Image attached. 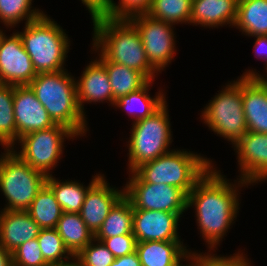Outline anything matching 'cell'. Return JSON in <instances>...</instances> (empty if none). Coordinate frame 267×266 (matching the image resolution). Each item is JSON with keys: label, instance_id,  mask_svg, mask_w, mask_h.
Here are the masks:
<instances>
[{"label": "cell", "instance_id": "cell-1", "mask_svg": "<svg viewBox=\"0 0 267 266\" xmlns=\"http://www.w3.org/2000/svg\"><path fill=\"white\" fill-rule=\"evenodd\" d=\"M215 165L210 167L187 195V210L194 208L197 229L209 251L218 250L217 247L225 240L226 233L239 215L240 191L243 187L251 186L239 178L233 180V183Z\"/></svg>", "mask_w": 267, "mask_h": 266}, {"label": "cell", "instance_id": "cell-2", "mask_svg": "<svg viewBox=\"0 0 267 266\" xmlns=\"http://www.w3.org/2000/svg\"><path fill=\"white\" fill-rule=\"evenodd\" d=\"M93 24L91 52L100 61H111L141 72L148 80L160 73L149 63L140 33L129 20L90 15Z\"/></svg>", "mask_w": 267, "mask_h": 266}, {"label": "cell", "instance_id": "cell-3", "mask_svg": "<svg viewBox=\"0 0 267 266\" xmlns=\"http://www.w3.org/2000/svg\"><path fill=\"white\" fill-rule=\"evenodd\" d=\"M28 86L55 124L69 128L78 137H86L90 131L88 118L78 105L76 78L71 72L65 69L39 73Z\"/></svg>", "mask_w": 267, "mask_h": 266}, {"label": "cell", "instance_id": "cell-4", "mask_svg": "<svg viewBox=\"0 0 267 266\" xmlns=\"http://www.w3.org/2000/svg\"><path fill=\"white\" fill-rule=\"evenodd\" d=\"M46 13L16 30L37 74L65 70L71 49L65 30Z\"/></svg>", "mask_w": 267, "mask_h": 266}, {"label": "cell", "instance_id": "cell-5", "mask_svg": "<svg viewBox=\"0 0 267 266\" xmlns=\"http://www.w3.org/2000/svg\"><path fill=\"white\" fill-rule=\"evenodd\" d=\"M213 164L200 153L177 148L142 164L135 172L147 183L172 185L188 195Z\"/></svg>", "mask_w": 267, "mask_h": 266}, {"label": "cell", "instance_id": "cell-6", "mask_svg": "<svg viewBox=\"0 0 267 266\" xmlns=\"http://www.w3.org/2000/svg\"><path fill=\"white\" fill-rule=\"evenodd\" d=\"M167 101L145 119L132 123L127 138V173L134 172L142 164L168 153L172 149L173 132Z\"/></svg>", "mask_w": 267, "mask_h": 266}, {"label": "cell", "instance_id": "cell-7", "mask_svg": "<svg viewBox=\"0 0 267 266\" xmlns=\"http://www.w3.org/2000/svg\"><path fill=\"white\" fill-rule=\"evenodd\" d=\"M200 111V120L233 146L247 131L242 101V78L229 81Z\"/></svg>", "mask_w": 267, "mask_h": 266}, {"label": "cell", "instance_id": "cell-8", "mask_svg": "<svg viewBox=\"0 0 267 266\" xmlns=\"http://www.w3.org/2000/svg\"><path fill=\"white\" fill-rule=\"evenodd\" d=\"M3 152L0 154V192L7 204L2 210L27 211L48 176L31 168L12 149Z\"/></svg>", "mask_w": 267, "mask_h": 266}, {"label": "cell", "instance_id": "cell-9", "mask_svg": "<svg viewBox=\"0 0 267 266\" xmlns=\"http://www.w3.org/2000/svg\"><path fill=\"white\" fill-rule=\"evenodd\" d=\"M75 138L77 140L78 136L72 130L56 124L53 127L23 135L19 138L18 144L11 149L31 168L49 176L54 173L53 169L63 158L66 139L73 141Z\"/></svg>", "mask_w": 267, "mask_h": 266}, {"label": "cell", "instance_id": "cell-10", "mask_svg": "<svg viewBox=\"0 0 267 266\" xmlns=\"http://www.w3.org/2000/svg\"><path fill=\"white\" fill-rule=\"evenodd\" d=\"M124 196L133 210H154L171 213L187 211V195L178 187L145 182L135 171L128 173Z\"/></svg>", "mask_w": 267, "mask_h": 266}, {"label": "cell", "instance_id": "cell-11", "mask_svg": "<svg viewBox=\"0 0 267 266\" xmlns=\"http://www.w3.org/2000/svg\"><path fill=\"white\" fill-rule=\"evenodd\" d=\"M129 21L140 33L149 63L159 72L166 70L177 52L175 25L139 14Z\"/></svg>", "mask_w": 267, "mask_h": 266}, {"label": "cell", "instance_id": "cell-12", "mask_svg": "<svg viewBox=\"0 0 267 266\" xmlns=\"http://www.w3.org/2000/svg\"><path fill=\"white\" fill-rule=\"evenodd\" d=\"M14 30L10 35L5 30L0 34V83L29 85L37 73L25 51L21 36Z\"/></svg>", "mask_w": 267, "mask_h": 266}, {"label": "cell", "instance_id": "cell-13", "mask_svg": "<svg viewBox=\"0 0 267 266\" xmlns=\"http://www.w3.org/2000/svg\"><path fill=\"white\" fill-rule=\"evenodd\" d=\"M232 147L238 159V178L252 186L266 182L267 134L247 131Z\"/></svg>", "mask_w": 267, "mask_h": 266}, {"label": "cell", "instance_id": "cell-14", "mask_svg": "<svg viewBox=\"0 0 267 266\" xmlns=\"http://www.w3.org/2000/svg\"><path fill=\"white\" fill-rule=\"evenodd\" d=\"M183 213L133 210V235L137 242L184 241L179 235Z\"/></svg>", "mask_w": 267, "mask_h": 266}, {"label": "cell", "instance_id": "cell-15", "mask_svg": "<svg viewBox=\"0 0 267 266\" xmlns=\"http://www.w3.org/2000/svg\"><path fill=\"white\" fill-rule=\"evenodd\" d=\"M13 109L17 142L23 135L56 125L28 85L14 86Z\"/></svg>", "mask_w": 267, "mask_h": 266}, {"label": "cell", "instance_id": "cell-16", "mask_svg": "<svg viewBox=\"0 0 267 266\" xmlns=\"http://www.w3.org/2000/svg\"><path fill=\"white\" fill-rule=\"evenodd\" d=\"M110 186L103 175L87 192L80 216L86 226L95 234L109 215L113 206L124 196V186Z\"/></svg>", "mask_w": 267, "mask_h": 266}, {"label": "cell", "instance_id": "cell-17", "mask_svg": "<svg viewBox=\"0 0 267 266\" xmlns=\"http://www.w3.org/2000/svg\"><path fill=\"white\" fill-rule=\"evenodd\" d=\"M95 58L89 61L80 77L76 79L78 105L85 115L84 106L87 103L107 102L112 107L115 103L105 65L97 57Z\"/></svg>", "mask_w": 267, "mask_h": 266}, {"label": "cell", "instance_id": "cell-18", "mask_svg": "<svg viewBox=\"0 0 267 266\" xmlns=\"http://www.w3.org/2000/svg\"><path fill=\"white\" fill-rule=\"evenodd\" d=\"M41 227L27 211L1 210L0 245L14 252L20 245L38 237Z\"/></svg>", "mask_w": 267, "mask_h": 266}, {"label": "cell", "instance_id": "cell-19", "mask_svg": "<svg viewBox=\"0 0 267 266\" xmlns=\"http://www.w3.org/2000/svg\"><path fill=\"white\" fill-rule=\"evenodd\" d=\"M243 111L247 129L267 134V85L261 78H242Z\"/></svg>", "mask_w": 267, "mask_h": 266}, {"label": "cell", "instance_id": "cell-20", "mask_svg": "<svg viewBox=\"0 0 267 266\" xmlns=\"http://www.w3.org/2000/svg\"><path fill=\"white\" fill-rule=\"evenodd\" d=\"M238 0H192L190 25L204 28L229 26L237 20Z\"/></svg>", "mask_w": 267, "mask_h": 266}, {"label": "cell", "instance_id": "cell-21", "mask_svg": "<svg viewBox=\"0 0 267 266\" xmlns=\"http://www.w3.org/2000/svg\"><path fill=\"white\" fill-rule=\"evenodd\" d=\"M155 80H149L142 88L122 96L115 101V109L124 110L131 117L132 123L149 117L155 112L167 99L166 92L163 89H157L155 96H150L152 84Z\"/></svg>", "mask_w": 267, "mask_h": 266}, {"label": "cell", "instance_id": "cell-22", "mask_svg": "<svg viewBox=\"0 0 267 266\" xmlns=\"http://www.w3.org/2000/svg\"><path fill=\"white\" fill-rule=\"evenodd\" d=\"M184 244L183 241L137 242L136 252L141 266H173L191 250Z\"/></svg>", "mask_w": 267, "mask_h": 266}, {"label": "cell", "instance_id": "cell-23", "mask_svg": "<svg viewBox=\"0 0 267 266\" xmlns=\"http://www.w3.org/2000/svg\"><path fill=\"white\" fill-rule=\"evenodd\" d=\"M104 175L100 172L94 174L88 186L80 183L79 180H60L54 175H49L46 184L52 189L56 200L63 212L80 213L88 190ZM84 184V185H83Z\"/></svg>", "mask_w": 267, "mask_h": 266}, {"label": "cell", "instance_id": "cell-24", "mask_svg": "<svg viewBox=\"0 0 267 266\" xmlns=\"http://www.w3.org/2000/svg\"><path fill=\"white\" fill-rule=\"evenodd\" d=\"M233 28L252 38L267 35V0H238Z\"/></svg>", "mask_w": 267, "mask_h": 266}, {"label": "cell", "instance_id": "cell-25", "mask_svg": "<svg viewBox=\"0 0 267 266\" xmlns=\"http://www.w3.org/2000/svg\"><path fill=\"white\" fill-rule=\"evenodd\" d=\"M55 229L74 257L94 239L79 213L63 212Z\"/></svg>", "mask_w": 267, "mask_h": 266}, {"label": "cell", "instance_id": "cell-26", "mask_svg": "<svg viewBox=\"0 0 267 266\" xmlns=\"http://www.w3.org/2000/svg\"><path fill=\"white\" fill-rule=\"evenodd\" d=\"M119 235H133V207L123 196L110 210L94 238H110Z\"/></svg>", "mask_w": 267, "mask_h": 266}, {"label": "cell", "instance_id": "cell-27", "mask_svg": "<svg viewBox=\"0 0 267 266\" xmlns=\"http://www.w3.org/2000/svg\"><path fill=\"white\" fill-rule=\"evenodd\" d=\"M109 76L114 100L142 88L149 80L137 70L111 61H101Z\"/></svg>", "mask_w": 267, "mask_h": 266}, {"label": "cell", "instance_id": "cell-28", "mask_svg": "<svg viewBox=\"0 0 267 266\" xmlns=\"http://www.w3.org/2000/svg\"><path fill=\"white\" fill-rule=\"evenodd\" d=\"M27 212L42 229L56 228L63 214L55 194L47 184L38 192Z\"/></svg>", "mask_w": 267, "mask_h": 266}, {"label": "cell", "instance_id": "cell-29", "mask_svg": "<svg viewBox=\"0 0 267 266\" xmlns=\"http://www.w3.org/2000/svg\"><path fill=\"white\" fill-rule=\"evenodd\" d=\"M14 85L0 83V146L11 149L17 143L13 109Z\"/></svg>", "mask_w": 267, "mask_h": 266}, {"label": "cell", "instance_id": "cell-30", "mask_svg": "<svg viewBox=\"0 0 267 266\" xmlns=\"http://www.w3.org/2000/svg\"><path fill=\"white\" fill-rule=\"evenodd\" d=\"M33 2V0H0V24L11 31L23 21L27 24L42 16L45 12L32 7Z\"/></svg>", "mask_w": 267, "mask_h": 266}, {"label": "cell", "instance_id": "cell-31", "mask_svg": "<svg viewBox=\"0 0 267 266\" xmlns=\"http://www.w3.org/2000/svg\"><path fill=\"white\" fill-rule=\"evenodd\" d=\"M192 0H152L147 14L173 25L190 24Z\"/></svg>", "mask_w": 267, "mask_h": 266}, {"label": "cell", "instance_id": "cell-32", "mask_svg": "<svg viewBox=\"0 0 267 266\" xmlns=\"http://www.w3.org/2000/svg\"><path fill=\"white\" fill-rule=\"evenodd\" d=\"M37 241L45 261L50 266L66 264L74 259L55 228L41 229Z\"/></svg>", "mask_w": 267, "mask_h": 266}, {"label": "cell", "instance_id": "cell-33", "mask_svg": "<svg viewBox=\"0 0 267 266\" xmlns=\"http://www.w3.org/2000/svg\"><path fill=\"white\" fill-rule=\"evenodd\" d=\"M152 4V0H107L104 8L100 12L109 19L129 20L139 14H147Z\"/></svg>", "mask_w": 267, "mask_h": 266}, {"label": "cell", "instance_id": "cell-34", "mask_svg": "<svg viewBox=\"0 0 267 266\" xmlns=\"http://www.w3.org/2000/svg\"><path fill=\"white\" fill-rule=\"evenodd\" d=\"M74 259L81 266H110L115 260V256L102 241L94 238Z\"/></svg>", "mask_w": 267, "mask_h": 266}, {"label": "cell", "instance_id": "cell-35", "mask_svg": "<svg viewBox=\"0 0 267 266\" xmlns=\"http://www.w3.org/2000/svg\"><path fill=\"white\" fill-rule=\"evenodd\" d=\"M199 252H196V266H254L248 255L241 249L229 256L217 255L213 253L216 251L209 250L205 253Z\"/></svg>", "mask_w": 267, "mask_h": 266}, {"label": "cell", "instance_id": "cell-36", "mask_svg": "<svg viewBox=\"0 0 267 266\" xmlns=\"http://www.w3.org/2000/svg\"><path fill=\"white\" fill-rule=\"evenodd\" d=\"M13 266H50L44 259L37 238L20 245L12 252Z\"/></svg>", "mask_w": 267, "mask_h": 266}, {"label": "cell", "instance_id": "cell-37", "mask_svg": "<svg viewBox=\"0 0 267 266\" xmlns=\"http://www.w3.org/2000/svg\"><path fill=\"white\" fill-rule=\"evenodd\" d=\"M102 241L108 250L119 258L136 251V238L134 235H119L110 238H95Z\"/></svg>", "mask_w": 267, "mask_h": 266}, {"label": "cell", "instance_id": "cell-38", "mask_svg": "<svg viewBox=\"0 0 267 266\" xmlns=\"http://www.w3.org/2000/svg\"><path fill=\"white\" fill-rule=\"evenodd\" d=\"M255 42H254V55L257 59H263L265 62L263 65L265 69H263L265 72L263 74L267 73V35L264 36H254Z\"/></svg>", "mask_w": 267, "mask_h": 266}, {"label": "cell", "instance_id": "cell-39", "mask_svg": "<svg viewBox=\"0 0 267 266\" xmlns=\"http://www.w3.org/2000/svg\"><path fill=\"white\" fill-rule=\"evenodd\" d=\"M110 266H141L137 252L115 258Z\"/></svg>", "mask_w": 267, "mask_h": 266}, {"label": "cell", "instance_id": "cell-40", "mask_svg": "<svg viewBox=\"0 0 267 266\" xmlns=\"http://www.w3.org/2000/svg\"><path fill=\"white\" fill-rule=\"evenodd\" d=\"M87 8L89 15L100 13L107 0H79Z\"/></svg>", "mask_w": 267, "mask_h": 266}, {"label": "cell", "instance_id": "cell-41", "mask_svg": "<svg viewBox=\"0 0 267 266\" xmlns=\"http://www.w3.org/2000/svg\"><path fill=\"white\" fill-rule=\"evenodd\" d=\"M186 261V265L183 264ZM188 262V263H187ZM173 266H196V251L189 250L176 264Z\"/></svg>", "mask_w": 267, "mask_h": 266}, {"label": "cell", "instance_id": "cell-42", "mask_svg": "<svg viewBox=\"0 0 267 266\" xmlns=\"http://www.w3.org/2000/svg\"><path fill=\"white\" fill-rule=\"evenodd\" d=\"M0 266H13L12 253L0 245Z\"/></svg>", "mask_w": 267, "mask_h": 266}, {"label": "cell", "instance_id": "cell-43", "mask_svg": "<svg viewBox=\"0 0 267 266\" xmlns=\"http://www.w3.org/2000/svg\"><path fill=\"white\" fill-rule=\"evenodd\" d=\"M240 78H261L267 85V74H261L260 71L257 72L256 69L244 70Z\"/></svg>", "mask_w": 267, "mask_h": 266}, {"label": "cell", "instance_id": "cell-44", "mask_svg": "<svg viewBox=\"0 0 267 266\" xmlns=\"http://www.w3.org/2000/svg\"><path fill=\"white\" fill-rule=\"evenodd\" d=\"M57 266H81L75 259H73L71 262L62 264V265H57Z\"/></svg>", "mask_w": 267, "mask_h": 266}]
</instances>
